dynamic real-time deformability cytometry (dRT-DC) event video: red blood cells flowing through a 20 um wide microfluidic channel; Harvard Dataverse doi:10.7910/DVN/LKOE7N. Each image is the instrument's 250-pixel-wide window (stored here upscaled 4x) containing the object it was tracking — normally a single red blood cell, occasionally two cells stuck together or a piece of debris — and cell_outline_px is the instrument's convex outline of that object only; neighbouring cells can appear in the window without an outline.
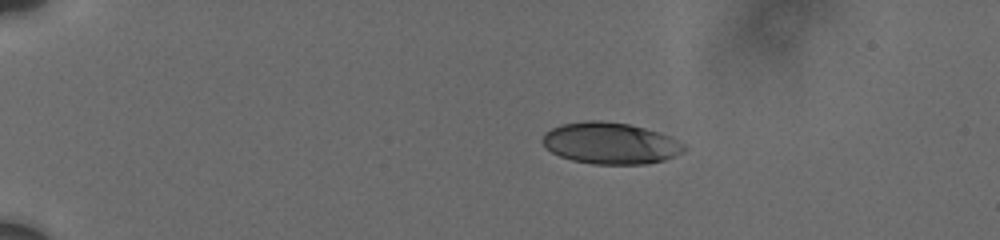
{"species": "human", "species_latin": "Homo sapiens", "temperature_condition": "cold", "stored_images_in_passage": 20, "camera_frame_rate_fps": 3000, "um_per_image_px": 0.085, "donor": {"sex": "male"}, "frame": {"image": 1, "passage_image": 1, "time_ms": 0.0, "image_size_px": [1000, 240], "cell_outline_px": [[688, 148], [684, 152], [676, 156], [664, 160], [648, 164], [592, 164], [572, 160], [560, 156], [552, 152], [540, 140], [544, 132], [560, 124], [584, 120], [600, 120], [628, 124], [644, 128], [668, 136], [684, 144]], "centroid_in_image_um": [51.87, 12.18], "position_along_channel_um": 33.1, "area_um2": 34.39}}
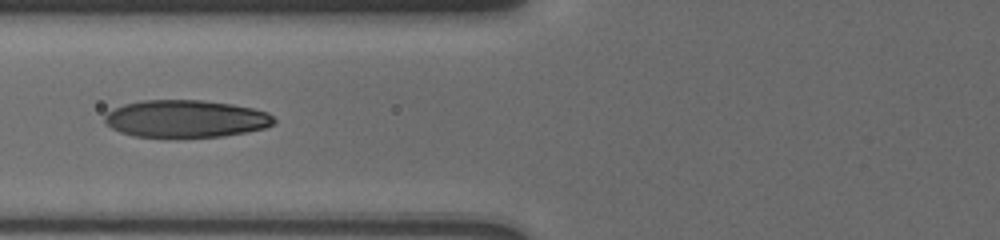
{"frame": {"image": 2, "passage_image": 12, "time_ms": 4.333, "image_size_px": [1000, 240], "cell_outline_px": [[276, 120], [272, 124], [264, 128], [224, 136], [132, 136], [120, 132], [112, 128], [104, 120], [104, 116], [108, 112], [124, 104], [140, 100], [204, 100], [232, 104], [252, 108], [268, 112]], "centroid_in_image_um": [15.79, 10.07], "position_along_channel_um": 110.0, "area_um2": 36.47}}
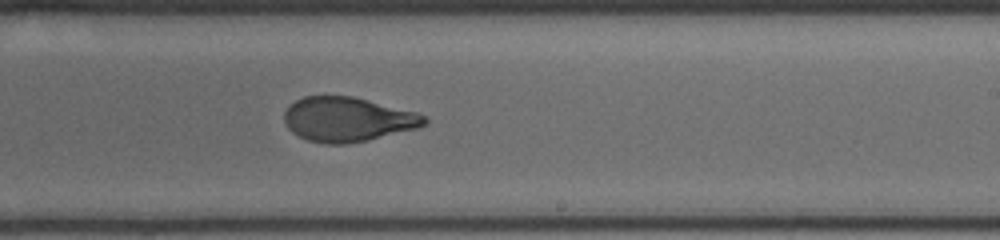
{"frame": {"image": 3, "passage_image": 20, "time_ms": 8.333, "image_size_px": [1000, 240], "cell_outline_px": [[428, 124], [420, 128], [368, 140], [344, 144], [328, 144], [308, 140], [292, 132], [288, 128], [284, 120], [284, 112], [296, 100], [304, 96], [352, 96], [416, 112], [424, 116], [428, 120]], "centroid_in_image_um": [29.58, 10.15], "position_along_channel_um": 259.4, "area_um2": 36.24}}